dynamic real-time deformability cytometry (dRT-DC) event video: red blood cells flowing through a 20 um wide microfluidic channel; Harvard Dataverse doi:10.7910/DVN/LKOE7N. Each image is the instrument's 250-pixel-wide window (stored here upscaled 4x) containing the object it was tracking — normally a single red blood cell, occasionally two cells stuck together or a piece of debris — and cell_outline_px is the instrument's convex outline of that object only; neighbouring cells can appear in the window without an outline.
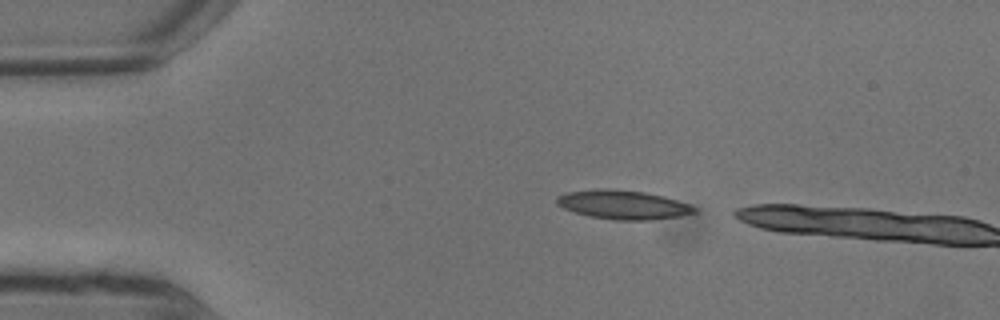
{"species": "common noctule bat (a hibernating species)", "species_latin": "Nyctalus noctula", "temperature_condition": "warm", "stored_images_in_passage": 2, "camera_frame_rate_fps": 3000, "um_per_image_px": 0.085, "animal": {"sex": "male", "body_mass_g": 13.3}, "frame": {"image": 1, "passage_image": 1, "time_ms": 0.0, "image_size_px": [1000, 320], "cell_outline_px": [[696, 212], [680, 216], [648, 220], [616, 220], [588, 216], [564, 208], [556, 204], [556, 196], [568, 192], [596, 188], [612, 188], [644, 192], [664, 196], [688, 204], [696, 208]], "centroid_in_image_um": [52.93, 17.39], "position_along_channel_um": 32.1, "area_um2": 23.24}}